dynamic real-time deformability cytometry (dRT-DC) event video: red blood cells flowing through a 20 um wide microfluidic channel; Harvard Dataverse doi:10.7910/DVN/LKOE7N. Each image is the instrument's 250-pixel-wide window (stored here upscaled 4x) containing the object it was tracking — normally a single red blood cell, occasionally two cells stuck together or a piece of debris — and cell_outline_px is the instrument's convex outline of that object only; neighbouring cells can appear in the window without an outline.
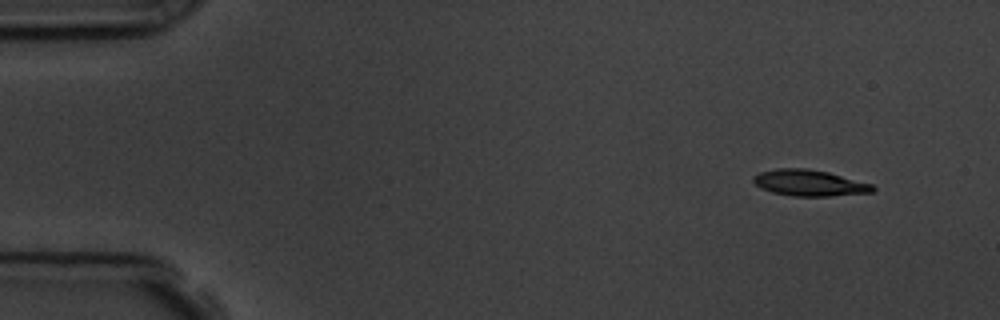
{"species": "common noctule bat (a hibernating species)", "species_latin": "Nyctalus noctula", "temperature_condition": "room temperature", "stored_images_in_passage": 52, "camera_frame_rate_fps": 3000, "um_per_image_px": 0.085, "animal": {"sex": "male", "body_mass_g": 19.5, "forearm_length_mm": 54.6}, "frame": {"image": 1, "passage_image": 1, "time_ms": 0.0, "image_size_px": [1000, 320], "cell_outline_px": [[876, 188], [872, 192], [832, 196], [792, 196], [772, 192], [760, 188], [752, 180], [752, 176], [760, 172], [776, 168], [804, 168], [828, 172], [872, 184]], "centroid_in_image_um": [68.77, 15.55], "position_along_channel_um": 16.2, "area_um2": 18.21}}
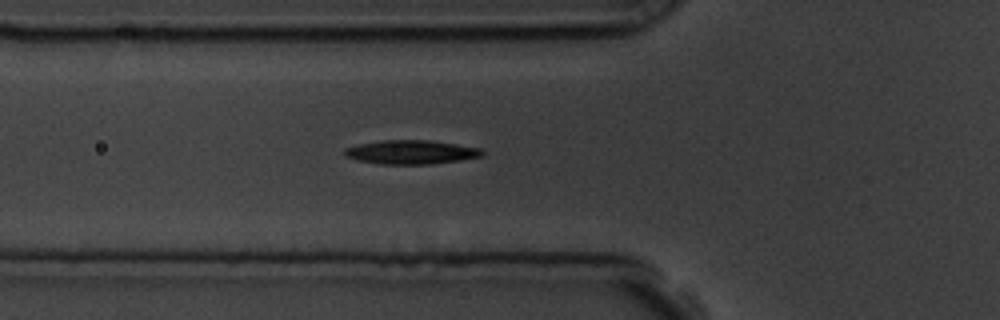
{"frame": {"image": 2, "passage_image": 16, "time_ms": 5.0, "image_size_px": [1000, 320], "cell_outline_px": [[484, 156], [460, 160], [428, 164], [380, 164], [356, 160], [344, 156], [344, 148], [356, 144], [380, 140], [428, 140], [456, 144], [480, 148], [484, 152]], "centroid_in_image_um": [34.9, 12.93], "position_along_channel_um": 90.9, "area_um2": 19.31}}
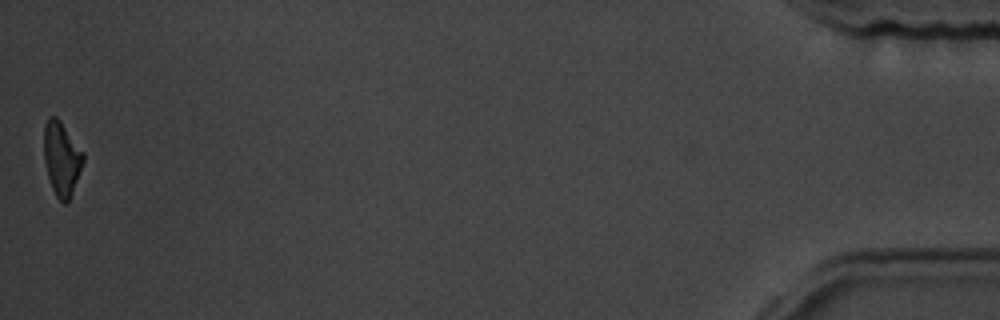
{"frame": {"image": 3, "passage_image": 52, "time_ms": 17.0, "image_size_px": [1000, 320], "cell_outline_px": [[84, 160], [68, 204], [64, 204], [56, 196], [52, 188], [48, 176], [44, 160], [44, 124], [48, 116], [56, 116], [60, 120], [84, 152]], "centroid_in_image_um": [5.23, 13.46], "position_along_channel_um": 430.0, "area_um2": 16.99}, "authors_computed_cell_mechanics": {"area_um2": 18.3226, "velocity_mm_per_s": 3.634, "shape_relaxation_time_tau1_ms": 3.4404, "shape_relaxation_time_tau2_ms": null, "deformation_change_tau1": 0.1246, "deformation_change_tau2": null}}